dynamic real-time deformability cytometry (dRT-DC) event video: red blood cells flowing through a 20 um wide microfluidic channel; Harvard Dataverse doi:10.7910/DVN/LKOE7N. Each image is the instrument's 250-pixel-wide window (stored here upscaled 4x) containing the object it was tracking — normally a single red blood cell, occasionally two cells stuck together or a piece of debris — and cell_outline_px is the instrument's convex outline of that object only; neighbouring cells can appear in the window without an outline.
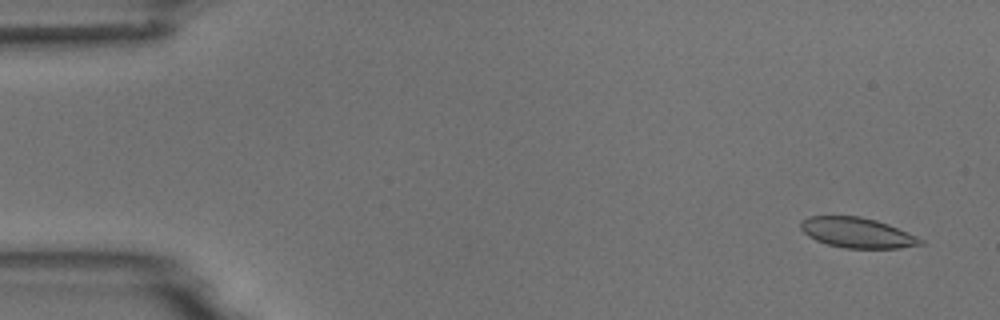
{"species": "common noctule bat (a hibernating species)", "species_latin": "Nyctalus noctula", "temperature_condition": "room temperature", "stored_images_in_passage": 54, "camera_frame_rate_fps": 3000, "um_per_image_px": 0.085, "animal": {"sex": "male", "body_mass_g": 18.8}, "frame": {"image": 1, "passage_image": 3, "time_ms": 0.667, "image_size_px": [1000, 320], "cell_outline_px": [[924, 244], [900, 248], [844, 248], [828, 244], [816, 240], [808, 236], [800, 228], [800, 220], [808, 216], [860, 216], [876, 220], [888, 224], [916, 236], [924, 240]], "centroid_in_image_um": [72.84, 19.77], "position_along_channel_um": 12.2, "area_um2": 21.1}}
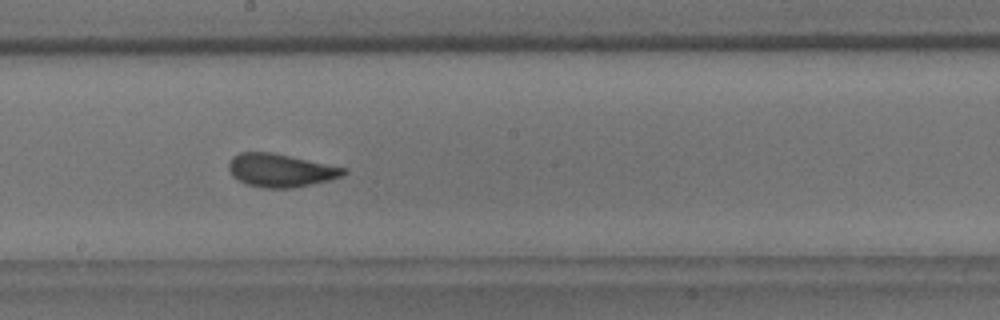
{"frame": {"image": 2, "passage_image": 30, "time_ms": 9.667, "image_size_px": [1000, 320], "cell_outline_px": [[348, 172], [340, 176], [328, 180], [292, 188], [264, 188], [248, 184], [232, 176], [228, 168], [228, 164], [232, 156], [240, 152], [272, 152], [348, 168]], "centroid_in_image_um": [23.84, 14.46], "position_along_channel_um": 224.4, "area_um2": 22.14}}
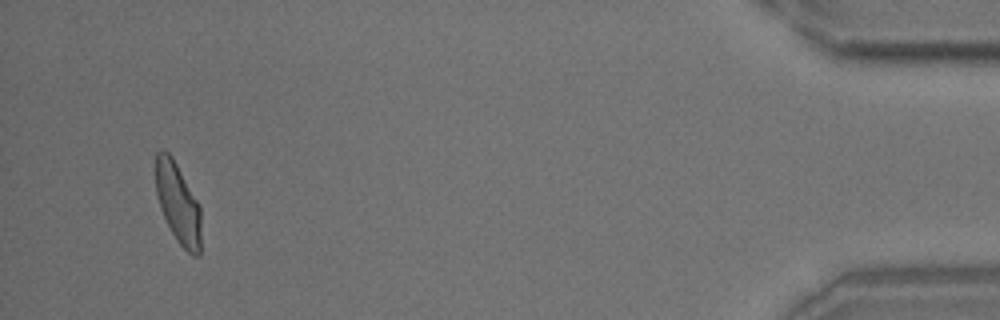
{"frame": {"image": 3, "passage_image": 52, "time_ms": 17.0, "image_size_px": [1000, 320], "cell_outline_px": [[200, 256], [192, 256], [176, 240], [160, 208], [156, 192], [156, 152], [160, 148], [164, 148], [172, 156], [200, 204]], "centroid_in_image_um": [15.13, 17.25], "position_along_channel_um": 420.1, "area_um2": 21.33}, "authors_computed_cell_mechanics": {"area_um2": 22.1085, "velocity_mm_per_s": 3.7028, "shape_relaxation_time_tau1_ms": 5.9378, "shape_relaxation_time_tau2_ms": 1.1088, "deformation_change_tau1": 0.1558, "deformation_change_tau2": 0.0694}}